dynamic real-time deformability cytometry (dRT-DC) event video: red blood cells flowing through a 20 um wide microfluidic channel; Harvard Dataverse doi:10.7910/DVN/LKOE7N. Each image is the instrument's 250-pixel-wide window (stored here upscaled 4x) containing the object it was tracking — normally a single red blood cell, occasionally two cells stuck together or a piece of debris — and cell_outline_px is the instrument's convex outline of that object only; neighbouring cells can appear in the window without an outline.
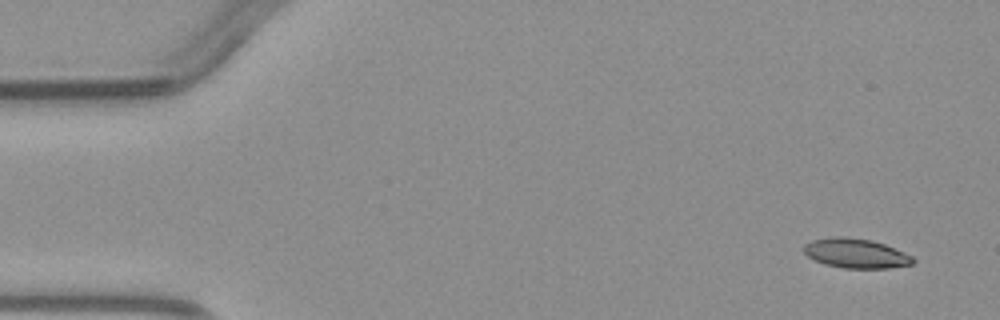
{"species": "common noctule bat (a hibernating species)", "species_latin": "Nyctalus noctula", "temperature_condition": "warm", "stored_images_in_passage": 4, "camera_frame_rate_fps": 3000, "um_per_image_px": 0.085, "animal": {"sex": "male", "body_mass_g": 23.1, "forearm_length_mm": 52.7}, "frame": {"image": 1, "passage_image": 1, "time_ms": 0.0, "image_size_px": [1000, 320], "cell_outline_px": [[916, 260], [912, 264], [888, 268], [844, 268], [824, 264], [808, 256], [804, 252], [804, 244], [812, 240], [832, 236], [844, 236], [872, 240], [884, 244], [904, 252], [912, 256]], "centroid_in_image_um": [72.75, 21.52], "position_along_channel_um": 12.3, "area_um2": 18.79}}
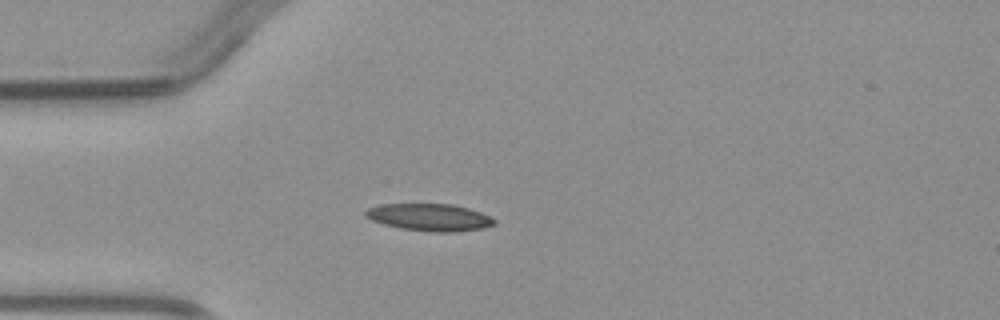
{"frame": {"image": 2, "passage_image": 4, "time_ms": 3.333, "image_size_px": [1000, 320], "cell_outline_px": [[496, 224], [484, 228], [456, 232], [432, 232], [400, 228], [384, 224], [372, 220], [364, 216], [364, 212], [368, 208], [384, 204], [452, 204], [468, 208], [480, 212], [496, 220]], "centroid_in_image_um": [36.52, 18.47], "position_along_channel_um": 48.5, "area_um2": 20.4}}